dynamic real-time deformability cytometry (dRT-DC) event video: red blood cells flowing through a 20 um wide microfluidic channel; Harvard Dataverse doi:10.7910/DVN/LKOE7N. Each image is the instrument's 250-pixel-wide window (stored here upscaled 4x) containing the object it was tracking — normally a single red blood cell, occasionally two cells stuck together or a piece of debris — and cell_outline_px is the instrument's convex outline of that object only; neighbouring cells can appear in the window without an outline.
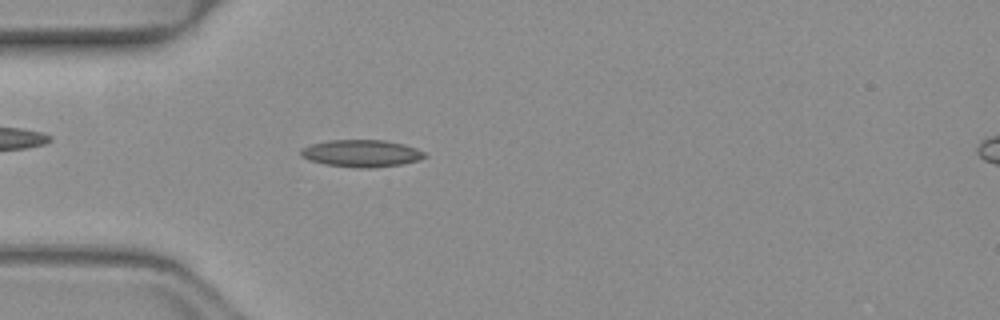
{"species": "common noctule bat (a hibernating species)", "species_latin": "Nyctalus noctula", "temperature_condition": "warm", "stored_images_in_passage": 50, "camera_frame_rate_fps": 3000, "um_per_image_px": 0.085, "animal": {"sex": "female", "body_mass_g": 19.3, "forearm_length_mm": 54.1}, "frame": {"image": 1, "passage_image": 14, "time_ms": 4.333, "image_size_px": [1000, 320], "cell_outline_px": [[428, 156], [420, 160], [400, 164], [372, 168], [356, 168], [324, 164], [308, 160], [300, 156], [300, 148], [312, 144], [328, 140], [384, 140], [404, 144], [416, 148], [424, 152]], "centroid_in_image_um": [30.71, 13.04], "position_along_channel_um": 54.3, "area_um2": 19.77}}
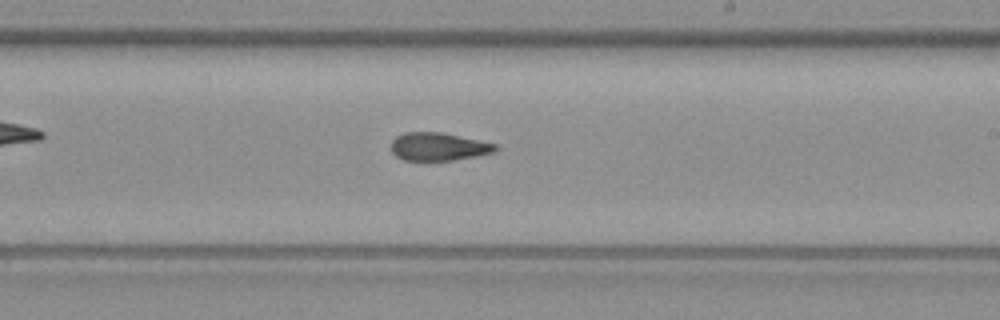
{"frame": {"image": 2, "passage_image": 29, "time_ms": 9.333, "image_size_px": [1000, 320], "cell_outline_px": [[500, 148], [496, 152], [476, 156], [452, 160], [404, 160], [396, 156], [392, 152], [392, 140], [396, 136], [404, 132], [440, 132], [496, 144]], "centroid_in_image_um": [37.28, 12.46], "position_along_channel_um": 251.7, "area_um2": 16.94}}
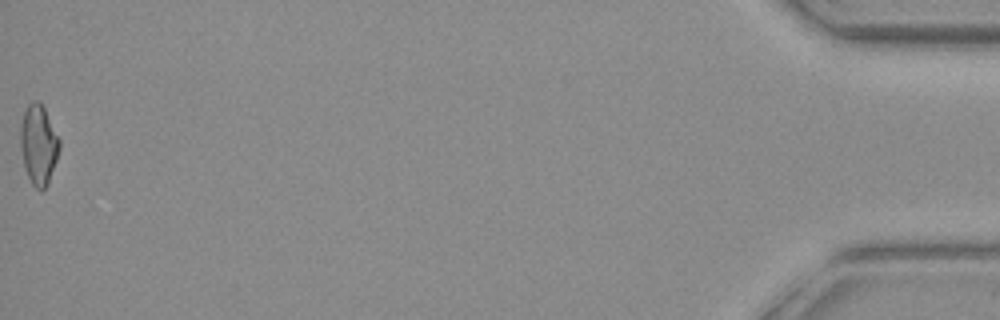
{"frame": {"image": 3, "passage_image": 50, "time_ms": 16.333, "image_size_px": [1000, 320], "cell_outline_px": [[60, 148], [48, 184], [40, 192], [32, 184], [24, 168], [20, 148], [20, 124], [24, 112], [28, 104], [32, 100], [40, 100], [60, 140]], "centroid_in_image_um": [3.26, 12.29], "position_along_channel_um": 431.9, "area_um2": 18.26}, "authors_computed_cell_mechanics": {"area_um2": 17.7446, "velocity_mm_per_s": 4.081, "shape_relaxation_time_tau1_ms": null, "shape_relaxation_time_tau2_ms": 4.084, "deformation_change_tau1": null, "deformation_change_tau2": 0.1438}}